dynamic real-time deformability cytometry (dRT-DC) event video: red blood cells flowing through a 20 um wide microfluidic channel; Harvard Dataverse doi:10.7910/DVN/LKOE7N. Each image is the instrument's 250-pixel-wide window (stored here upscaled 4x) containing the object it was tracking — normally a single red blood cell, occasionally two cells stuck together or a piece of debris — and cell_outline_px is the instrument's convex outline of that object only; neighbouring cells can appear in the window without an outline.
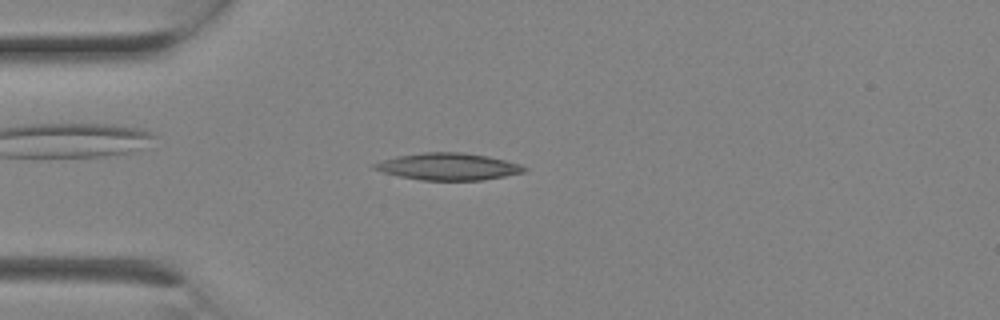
{"species": "Egyptian fruit bat (a non-hibernating species)", "species_latin": "Rousettus aegyptiacus", "temperature_condition": "room temperature", "stored_images_in_passage": 1, "camera_frame_rate_fps": 3000, "um_per_image_px": 0.085, "animal": {"sex": "female"}, "frame": {"image": 1, "passage_image": 1, "time_ms": 0.0, "image_size_px": [1000, 320], "cell_outline_px": [[528, 168], [524, 172], [484, 180], [420, 180], [400, 176], [384, 172], [372, 168], [372, 164], [396, 156], [424, 152], [464, 152], [488, 156], [520, 164]], "centroid_in_image_um": [38.11, 14.15], "position_along_channel_um": 46.9, "area_um2": 23.47}}